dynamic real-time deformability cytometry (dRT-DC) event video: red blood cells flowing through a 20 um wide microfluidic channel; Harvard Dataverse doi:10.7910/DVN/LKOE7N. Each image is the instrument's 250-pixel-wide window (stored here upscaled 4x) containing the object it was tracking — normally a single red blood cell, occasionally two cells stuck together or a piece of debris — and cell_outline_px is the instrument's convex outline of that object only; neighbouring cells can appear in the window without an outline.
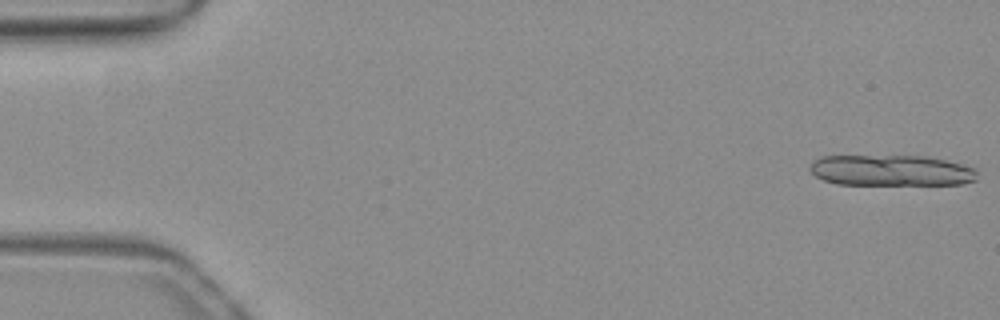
{"species": "common noctule bat (a hibernating species)", "species_latin": "Nyctalus noctula", "temperature_condition": "warm", "stored_images_in_passage": 13, "camera_frame_rate_fps": 3000, "um_per_image_px": 0.085, "animal": {"sex": "female", "body_mass_g": 19.3, "forearm_length_mm": 54.1}, "frame": {"image": 1, "passage_image": 1, "time_ms": 0.0, "image_size_px": [1000, 320], "cell_outline_px": [[976, 180], [964, 184], [836, 184], [824, 180], [816, 176], [808, 168], [820, 156], [924, 156], [944, 160], [976, 168]], "centroid_in_image_um": [75.75, 14.49], "position_along_channel_um": 9.2, "area_um2": 29.94}}